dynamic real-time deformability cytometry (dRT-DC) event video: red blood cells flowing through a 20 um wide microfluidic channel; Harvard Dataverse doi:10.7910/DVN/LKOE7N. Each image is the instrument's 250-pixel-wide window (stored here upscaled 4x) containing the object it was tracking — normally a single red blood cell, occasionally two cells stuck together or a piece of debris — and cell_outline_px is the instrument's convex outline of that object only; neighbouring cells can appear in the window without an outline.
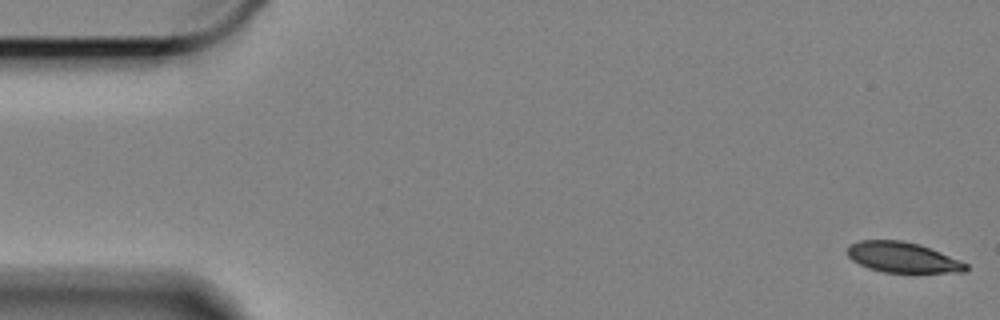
{"species": "Egyptian fruit bat (a non-hibernating species)", "species_latin": "Rousettus aegyptiacus", "temperature_condition": "cold", "stored_images_in_passage": 59, "camera_frame_rate_fps": 3000, "um_per_image_px": 0.085, "animal": {"sex": "female"}, "frame": {"image": 1, "passage_image": 1, "time_ms": 0.0, "image_size_px": [1000, 320], "cell_outline_px": [[968, 268], [964, 272], [916, 276], [884, 272], [868, 268], [852, 260], [848, 256], [848, 244], [860, 240], [900, 240], [920, 244], [960, 260], [968, 264]], "centroid_in_image_um": [76.79, 21.94], "position_along_channel_um": 8.2, "area_um2": 22.08}}
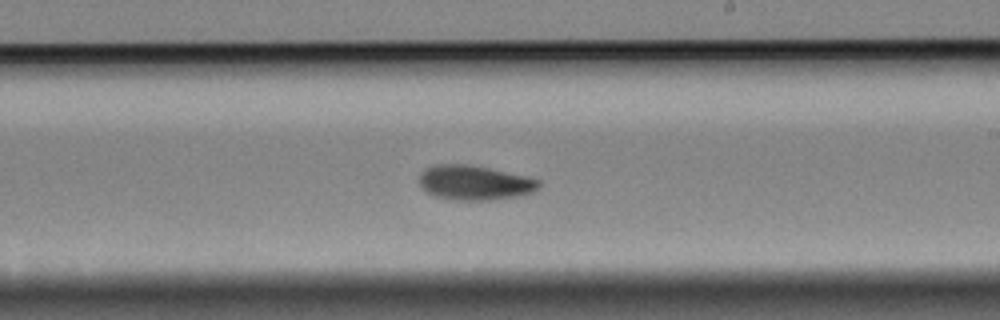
{"frame": {"image": 2, "passage_image": 34, "time_ms": 11.0, "image_size_px": [1000, 320], "cell_outline_px": [[540, 188], [536, 192], [520, 196], [492, 200], [452, 200], [432, 196], [424, 192], [420, 184], [420, 172], [424, 168], [436, 164], [468, 164], [488, 168], [524, 176], [540, 180]], "centroid_in_image_um": [40.32, 15.54], "position_along_channel_um": 248.7, "area_um2": 24.51}}
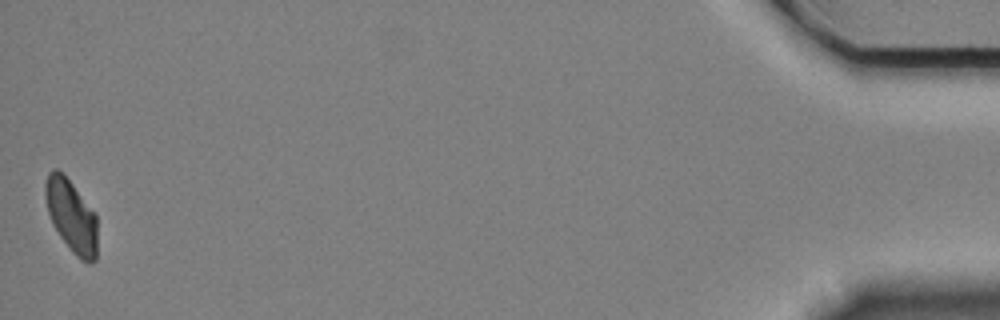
{"frame": {"image": 3, "passage_image": 59, "time_ms": 19.333, "image_size_px": [1000, 320], "cell_outline_px": [[96, 260], [92, 264], [88, 264], [80, 260], [72, 252], [60, 236], [52, 224], [48, 212], [44, 192], [44, 188], [48, 172], [52, 168], [56, 168], [72, 184], [96, 216]], "centroid_in_image_um": [6.05, 18.4], "position_along_channel_um": 429.2, "area_um2": 21.73}, "authors_computed_cell_mechanics": {"area_um2": 23.3512, "velocity_mm_per_s": 3.311, "shape_relaxation_time_tau1_ms": 4.6582, "shape_relaxation_time_tau2_ms": 7.9318, "deformation_change_tau1": 0.1085, "deformation_change_tau2": 0.1109}}